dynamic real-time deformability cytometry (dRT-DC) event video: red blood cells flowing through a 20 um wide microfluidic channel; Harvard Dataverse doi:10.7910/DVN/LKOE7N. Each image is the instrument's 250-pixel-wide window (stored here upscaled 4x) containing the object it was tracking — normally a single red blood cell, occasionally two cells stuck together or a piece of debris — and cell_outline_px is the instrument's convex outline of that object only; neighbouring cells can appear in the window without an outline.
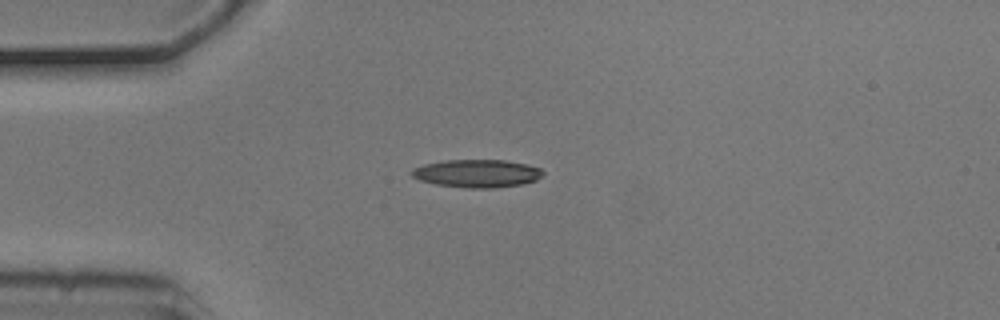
{"species": "common noctule bat (a hibernating species)", "species_latin": "Nyctalus noctula", "temperature_condition": "cold", "stored_images_in_passage": 3, "camera_frame_rate_fps": 3000, "um_per_image_px": 0.085, "animal": {"sex": "male", "body_mass_g": 20.5, "forearm_length_mm": 52.5}, "frame": {"image": 1, "passage_image": 1, "time_ms": 0.0, "image_size_px": [1000, 320], "cell_outline_px": [[544, 176], [536, 180], [524, 184], [492, 188], [468, 188], [436, 184], [420, 180], [412, 176], [408, 172], [412, 168], [424, 164], [444, 160], [504, 160], [528, 164], [540, 168], [544, 172]], "centroid_in_image_um": [40.55, 14.74], "position_along_channel_um": 44.4, "area_um2": 21.56}}
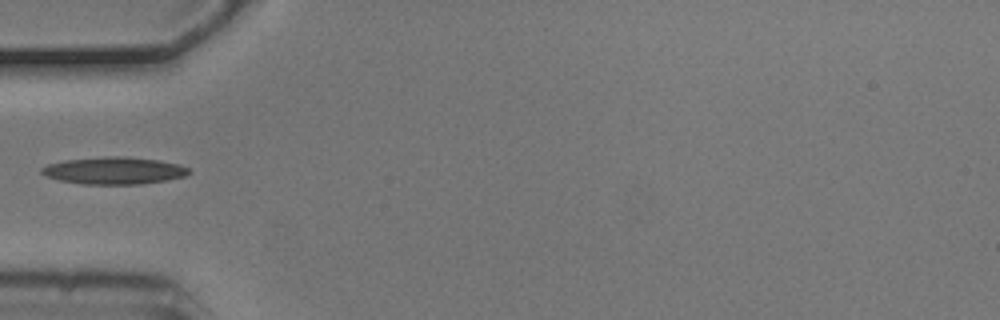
{"frame": {"image": 2, "passage_image": 2, "time_ms": 0.333, "image_size_px": [1000, 320], "cell_outline_px": [[192, 172], [184, 176], [168, 180], [140, 184], [84, 184], [60, 180], [48, 176], [40, 172], [40, 168], [48, 164], [64, 160], [108, 156], [124, 156], [160, 160], [180, 164], [188, 168]], "centroid_in_image_um": [9.73, 14.49], "position_along_channel_um": 75.3, "area_um2": 23.35}}
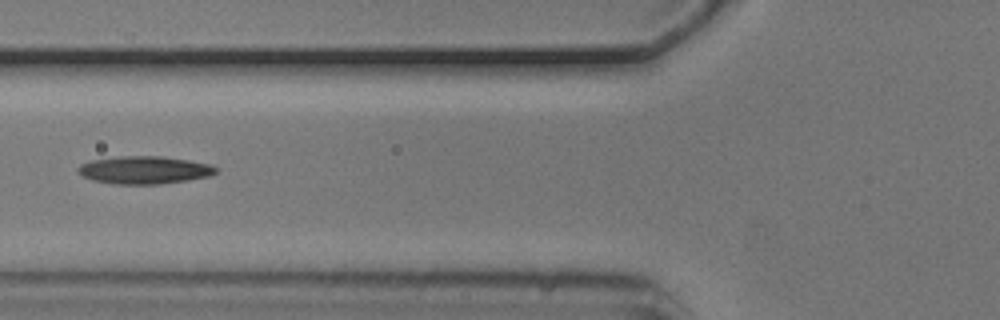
{"frame": {"image": 3, "passage_image": 3, "time_ms": 0.667, "image_size_px": [1000, 320], "cell_outline_px": [[220, 168], [212, 176], [188, 180], [160, 184], [112, 184], [92, 180], [80, 176], [76, 172], [76, 168], [80, 164], [92, 160], [120, 156], [160, 156], [188, 160], [208, 164]], "centroid_in_image_um": [12.24, 14.46], "position_along_channel_um": 113.6, "area_um2": 22.54}}